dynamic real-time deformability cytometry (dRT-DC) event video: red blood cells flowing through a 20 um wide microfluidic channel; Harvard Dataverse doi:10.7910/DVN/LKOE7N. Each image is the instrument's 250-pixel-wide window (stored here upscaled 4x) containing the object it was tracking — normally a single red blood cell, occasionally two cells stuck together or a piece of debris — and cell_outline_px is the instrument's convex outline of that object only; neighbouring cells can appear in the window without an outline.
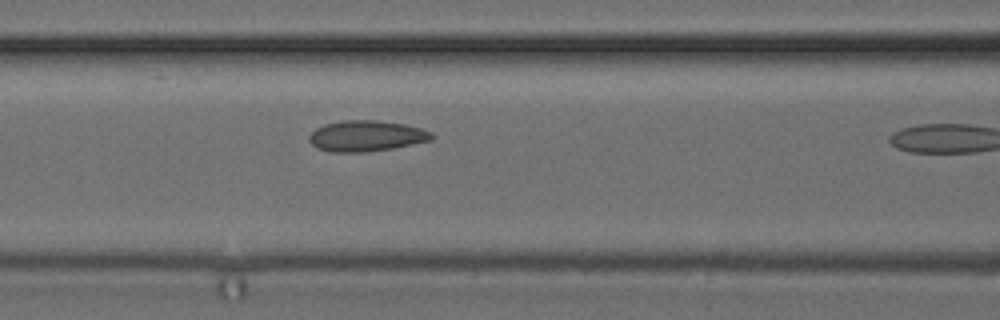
{"species": "common noctule bat (a hibernating species)", "species_latin": "Nyctalus noctula", "temperature_condition": "cold", "stored_images_in_passage": 11, "camera_frame_rate_fps": 3000, "um_per_image_px": 0.085, "animal": {"sex": "female", "body_mass_g": 24.6, "forearm_length_mm": 56.2}, "frame": {"image": 1, "passage_image": 10, "time_ms": 3.0, "image_size_px": [1000, 320], "cell_outline_px": [[436, 136], [432, 140], [392, 148], [368, 152], [332, 152], [316, 148], [308, 140], [308, 136], [316, 128], [324, 124], [344, 120], [376, 120], [404, 124], [420, 128], [432, 132]], "centroid_in_image_um": [31.13, 11.56], "position_along_channel_um": 135.5, "area_um2": 22.14}}